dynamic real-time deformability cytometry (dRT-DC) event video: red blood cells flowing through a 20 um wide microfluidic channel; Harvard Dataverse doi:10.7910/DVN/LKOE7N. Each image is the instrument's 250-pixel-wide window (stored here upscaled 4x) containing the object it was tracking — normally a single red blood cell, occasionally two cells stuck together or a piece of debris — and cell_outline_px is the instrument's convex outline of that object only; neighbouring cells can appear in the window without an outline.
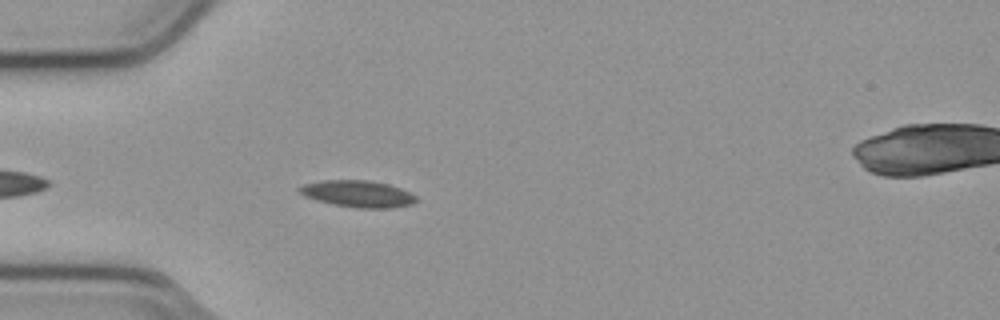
{"species": "common noctule bat (a hibernating species)", "species_latin": "Nyctalus noctula", "temperature_condition": "cold", "stored_images_in_passage": 10, "camera_frame_rate_fps": 3000, "um_per_image_px": 0.085, "animal": {"sex": "male", "body_mass_g": 23.1, "forearm_length_mm": 52.7}, "frame": {"image": 1, "passage_image": 5, "time_ms": 1.333, "image_size_px": [1000, 320], "cell_outline_px": [[416, 200], [412, 204], [392, 208], [356, 208], [332, 204], [316, 200], [304, 196], [296, 188], [304, 184], [320, 180], [368, 180], [388, 184], [400, 188], [416, 196]], "centroid_in_image_um": [30.38, 16.47], "position_along_channel_um": 54.6, "area_um2": 18.21}}